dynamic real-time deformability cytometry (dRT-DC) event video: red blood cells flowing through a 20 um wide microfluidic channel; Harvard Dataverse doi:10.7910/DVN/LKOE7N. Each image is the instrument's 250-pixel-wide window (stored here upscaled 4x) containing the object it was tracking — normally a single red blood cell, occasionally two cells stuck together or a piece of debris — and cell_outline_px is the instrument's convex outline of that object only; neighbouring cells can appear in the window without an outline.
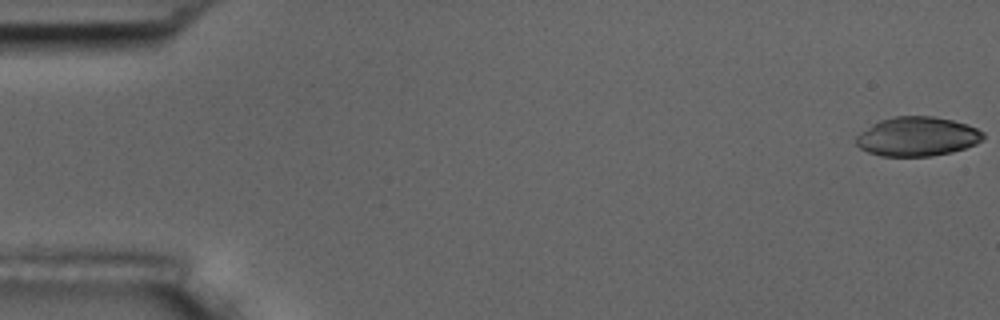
{"species": "common noctule bat (a hibernating species)", "species_latin": "Nyctalus noctula", "temperature_condition": "room temperature", "stored_images_in_passage": 7, "camera_frame_rate_fps": 3000, "um_per_image_px": 0.085, "animal": {"sex": "male", "body_mass_g": 17.5, "forearm_length_mm": 52.3}, "frame": {"image": 1, "passage_image": 1, "time_ms": 0.0, "image_size_px": [1000, 320], "cell_outline_px": [[984, 140], [976, 144], [952, 152], [932, 156], [880, 156], [868, 152], [860, 148], [856, 144], [856, 136], [860, 132], [872, 124], [880, 120], [892, 116], [932, 116], [952, 120], [968, 124], [984, 132]], "centroid_in_image_um": [77.97, 11.6], "position_along_channel_um": 7.0, "area_um2": 29.25}}
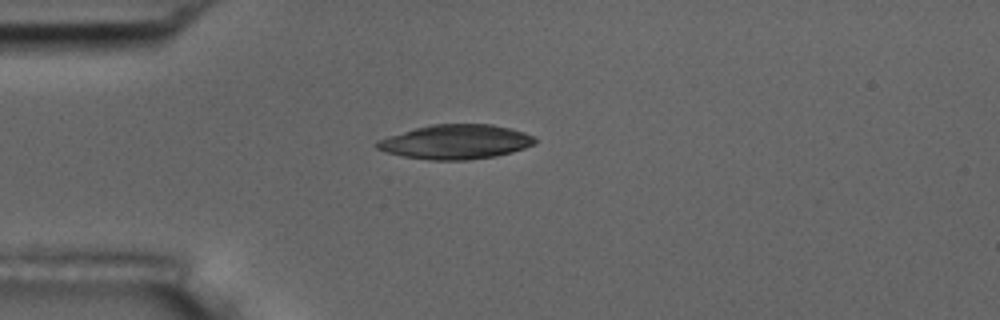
{"frame": {"image": 2, "passage_image": 5, "time_ms": 4.667, "image_size_px": [1000, 320], "cell_outline_px": [[536, 144], [512, 152], [496, 156], [468, 160], [428, 160], [404, 156], [388, 152], [376, 148], [372, 144], [376, 140], [388, 136], [416, 128], [432, 124], [492, 124], [512, 128], [524, 132], [532, 136], [536, 140]], "centroid_in_image_um": [38.74, 12.06], "position_along_channel_um": 46.3, "area_um2": 31.79}}